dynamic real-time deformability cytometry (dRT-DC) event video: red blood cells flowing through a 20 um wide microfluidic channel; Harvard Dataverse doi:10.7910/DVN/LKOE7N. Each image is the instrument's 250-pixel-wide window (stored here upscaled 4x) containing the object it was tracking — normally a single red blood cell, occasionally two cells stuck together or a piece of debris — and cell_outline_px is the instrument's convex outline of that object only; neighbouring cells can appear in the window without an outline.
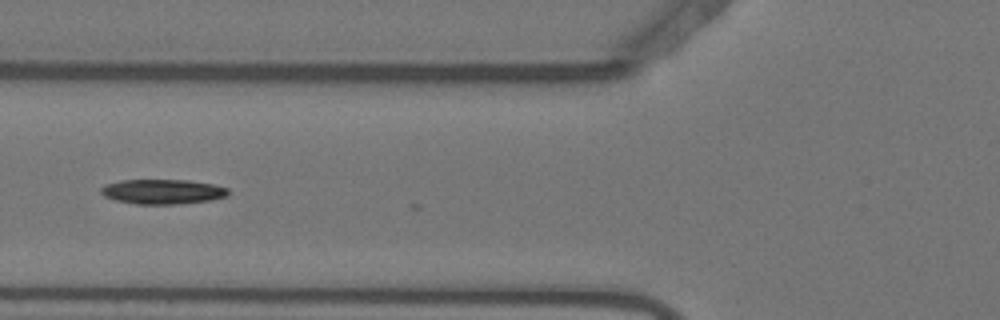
{"species": "Egyptian fruit bat (a non-hibernating species)", "species_latin": "Rousettus aegyptiacus", "temperature_condition": "warm", "stored_images_in_passage": 29, "camera_frame_rate_fps": 3000, "um_per_image_px": 0.085, "animal": {"sex": "female"}, "frame": {"image": 1, "passage_image": 5, "time_ms": 1.333, "image_size_px": [1000, 320], "cell_outline_px": [[228, 196], [212, 200], [180, 204], [136, 204], [116, 200], [104, 196], [100, 192], [100, 188], [104, 184], [120, 180], [188, 180], [212, 184], [228, 188]], "centroid_in_image_um": [13.81, 16.29], "position_along_channel_um": 112.0, "area_um2": 18.5}}
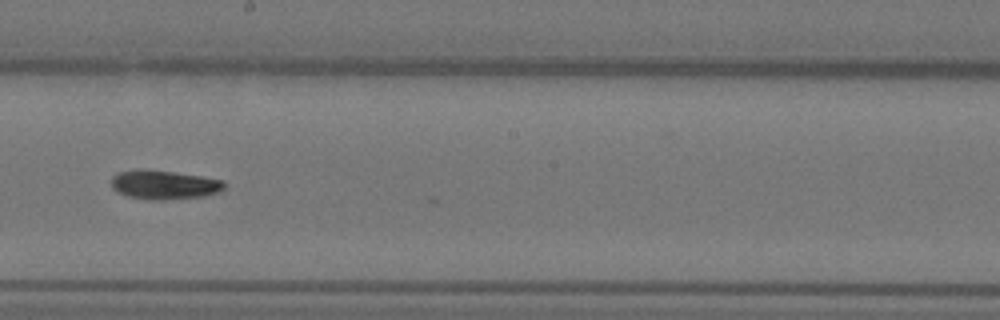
{"frame": {"image": 2, "passage_image": 15, "time_ms": 4.667, "image_size_px": [1000, 320], "cell_outline_px": [[224, 188], [216, 192], [204, 196], [164, 200], [148, 200], [128, 196], [116, 192], [112, 188], [112, 176], [120, 172], [144, 168], [200, 176], [224, 180]], "centroid_in_image_um": [13.91, 15.7], "position_along_channel_um": 234.3, "area_um2": 19.07}}
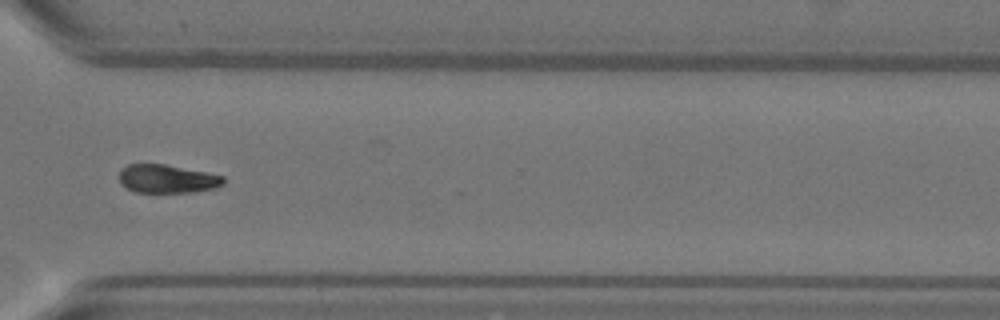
{"frame": {"image": 3, "passage_image": 25, "time_ms": 8.0, "image_size_px": [1000, 320], "cell_outline_px": [[224, 184], [212, 188], [196, 192], [136, 192], [124, 188], [120, 184], [120, 168], [128, 164], [164, 164], [208, 172], [224, 176]], "centroid_in_image_um": [14.19, 15.2], "position_along_channel_um": 356.4, "area_um2": 17.4}, "authors_computed_cell_mechanics": {"area_um2": 18.496, "velocity_mm_per_s": 3.6655, "shape_relaxation_time_tau1_ms": 5.9719, "shape_relaxation_time_tau2_ms": null, "deformation_change_tau1": 0.1813, "deformation_change_tau2": null}}